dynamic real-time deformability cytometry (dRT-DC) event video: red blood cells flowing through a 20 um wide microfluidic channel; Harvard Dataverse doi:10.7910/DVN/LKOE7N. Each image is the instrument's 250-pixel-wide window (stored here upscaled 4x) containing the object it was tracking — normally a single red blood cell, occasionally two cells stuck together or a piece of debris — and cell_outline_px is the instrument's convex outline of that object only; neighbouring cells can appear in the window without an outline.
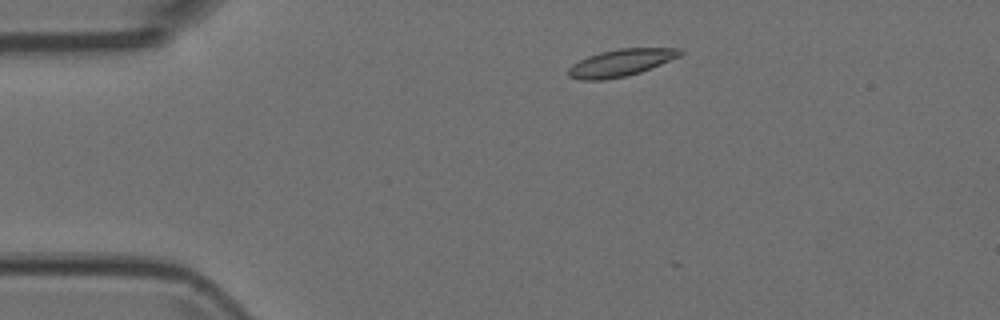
{"species": "Egyptian fruit bat (a non-hibernating species)", "species_latin": "Rousettus aegyptiacus", "temperature_condition": "room temperature", "stored_images_in_passage": 6, "camera_frame_rate_fps": 3000, "um_per_image_px": 0.085, "animal": {"sex": "female"}, "frame": {"image": 1, "passage_image": 2, "time_ms": 0.333, "image_size_px": [1000, 320], "cell_outline_px": [[684, 52], [680, 56], [640, 72], [628, 76], [604, 80], [580, 80], [568, 76], [568, 68], [572, 64], [588, 56], [600, 52], [620, 48], [680, 48]], "centroid_in_image_um": [52.76, 5.34], "position_along_channel_um": 32.2, "area_um2": 17.63}}
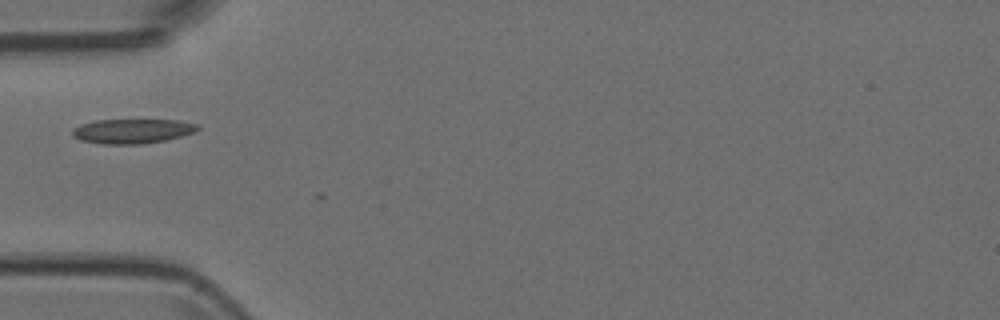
{"frame": {"image": 2, "passage_image": 4, "time_ms": 1.0, "image_size_px": [1000, 320], "cell_outline_px": [[200, 128], [196, 132], [164, 140], [140, 144], [100, 144], [80, 140], [72, 136], [72, 128], [80, 124], [96, 120], [176, 120], [200, 124]], "centroid_in_image_um": [11.23, 11.14], "position_along_channel_um": 73.8, "area_um2": 18.03}}